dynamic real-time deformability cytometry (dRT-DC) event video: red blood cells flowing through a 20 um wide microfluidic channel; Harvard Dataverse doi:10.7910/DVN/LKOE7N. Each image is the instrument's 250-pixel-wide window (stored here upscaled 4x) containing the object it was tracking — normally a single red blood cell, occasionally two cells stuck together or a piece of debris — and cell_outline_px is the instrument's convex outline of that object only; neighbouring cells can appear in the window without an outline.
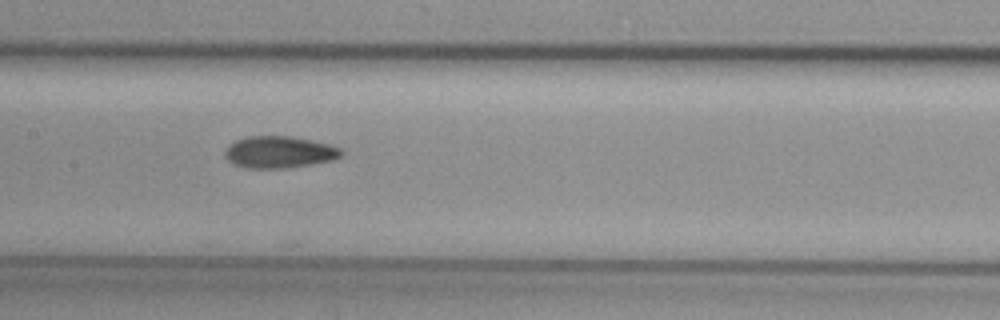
{"species": "common noctule bat (a hibernating species)", "species_latin": "Nyctalus noctula", "temperature_condition": "cold", "stored_images_in_passage": 31, "camera_frame_rate_fps": 3000, "um_per_image_px": 0.085, "animal": {"sex": "female", "body_mass_g": 29.2, "forearm_length_mm": 56.3}, "frame": {"image": 1, "passage_image": 10, "time_ms": 3.0, "image_size_px": [1000, 320], "cell_outline_px": [[344, 152], [340, 156], [332, 160], [312, 164], [288, 168], [248, 168], [236, 164], [228, 160], [224, 156], [224, 152], [228, 144], [236, 140], [248, 136], [288, 136], [312, 140], [328, 144], [340, 148]], "centroid_in_image_um": [23.72, 12.92], "position_along_channel_um": 183.7, "area_um2": 21.56}}
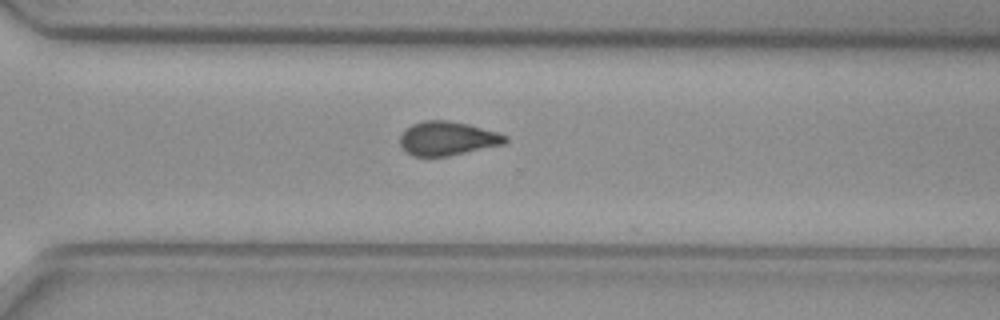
{"frame": {"image": 2, "passage_image": 22, "time_ms": 7.0, "image_size_px": [1000, 320], "cell_outline_px": [[508, 140], [504, 144], [448, 156], [412, 156], [400, 144], [400, 136], [404, 128], [412, 124], [424, 120], [448, 120], [468, 124], [496, 132], [508, 136]], "centroid_in_image_um": [38.02, 11.76], "position_along_channel_um": 332.6, "area_um2": 20.75}}